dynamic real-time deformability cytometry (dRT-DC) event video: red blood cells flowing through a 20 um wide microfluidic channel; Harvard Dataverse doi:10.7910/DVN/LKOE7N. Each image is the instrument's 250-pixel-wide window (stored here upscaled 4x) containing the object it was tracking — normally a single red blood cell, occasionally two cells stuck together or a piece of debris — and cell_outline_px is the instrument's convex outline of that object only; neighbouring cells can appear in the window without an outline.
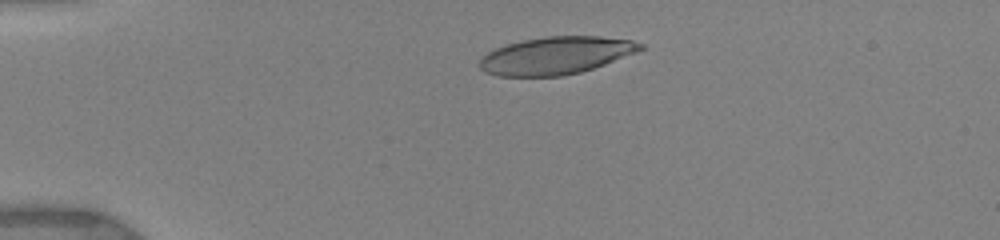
{"species": "human", "species_latin": "Homo sapiens", "temperature_condition": "warm", "stored_images_in_passage": 8, "camera_frame_rate_fps": 3000, "um_per_image_px": 0.085, "donor": {"sex": "female"}, "frame": {"image": 1, "passage_image": 4, "time_ms": 2.333, "image_size_px": [1000, 240], "cell_outline_px": [[644, 48], [636, 52], [604, 64], [580, 72], [560, 76], [496, 76], [484, 72], [480, 68], [480, 60], [488, 52], [496, 48], [508, 44], [524, 40], [548, 36], [600, 36], [632, 40], [644, 44]], "centroid_in_image_um": [47.25, 4.72], "position_along_channel_um": 37.7, "area_um2": 34.85}}
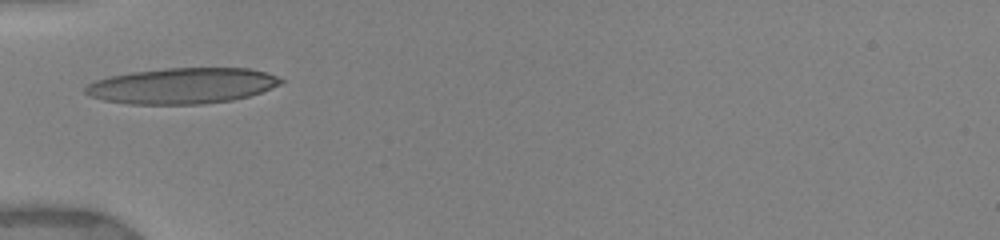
{"frame": {"image": 2, "passage_image": 7, "time_ms": 4.333, "image_size_px": [1000, 240], "cell_outline_px": [[284, 80], [280, 84], [260, 92], [248, 96], [232, 100], [204, 104], [128, 104], [104, 100], [88, 96], [84, 92], [84, 88], [88, 84], [96, 80], [112, 76], [132, 72], [164, 68], [248, 68], [268, 72]], "centroid_in_image_um": [15.47, 7.29], "position_along_channel_um": 69.5, "area_um2": 40.75}}